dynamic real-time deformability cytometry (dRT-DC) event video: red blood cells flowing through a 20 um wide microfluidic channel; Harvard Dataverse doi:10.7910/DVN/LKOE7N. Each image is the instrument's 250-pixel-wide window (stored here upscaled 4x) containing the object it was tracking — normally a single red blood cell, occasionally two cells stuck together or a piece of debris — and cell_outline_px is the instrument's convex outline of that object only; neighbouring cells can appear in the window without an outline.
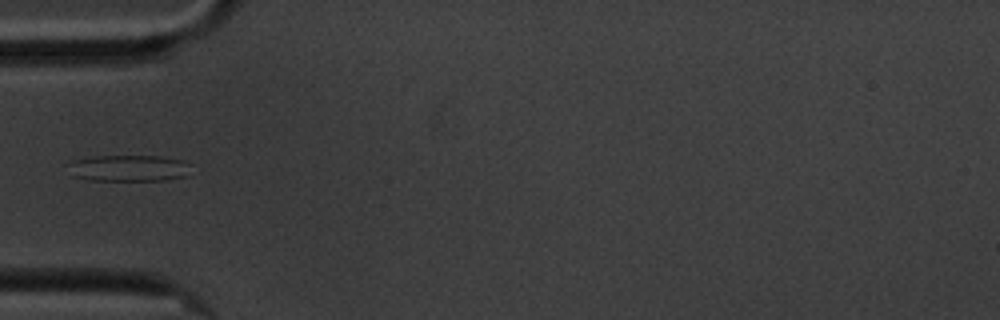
{"species": "common noctule bat (a hibernating species)", "species_latin": "Nyctalus noctula", "temperature_condition": "cold", "stored_images_in_passage": 41, "camera_frame_rate_fps": 3000, "um_per_image_px": 0.085, "animal": {"sex": "male", "body_mass_g": 20.1, "forearm_length_mm": 53.5}, "frame": {"image": 1, "passage_image": 1, "time_ms": 0.0, "image_size_px": [1000, 320], "cell_outline_px": [[188, 176], [164, 180], [88, 180], [72, 176], [64, 164], [72, 160], [92, 156], [160, 156], [184, 160], [188, 164]], "centroid_in_image_um": [10.85, 14.29], "position_along_channel_um": 74.1, "area_um2": 19.19}}
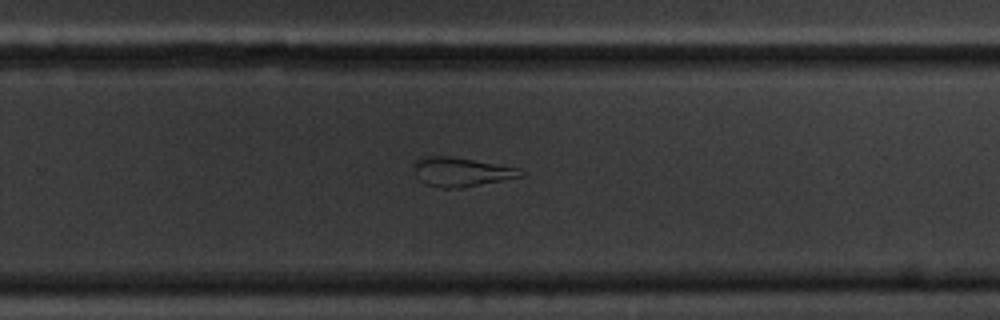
{"frame": {"image": 2, "passage_image": 20, "time_ms": 6.333, "image_size_px": [1000, 320], "cell_outline_px": [[528, 172], [524, 176], [460, 188], [440, 188], [424, 184], [416, 176], [416, 160], [424, 156], [448, 156], [472, 160], [516, 168]], "centroid_in_image_um": [39.21, 14.63], "position_along_channel_um": 290.6, "area_um2": 17.8}}
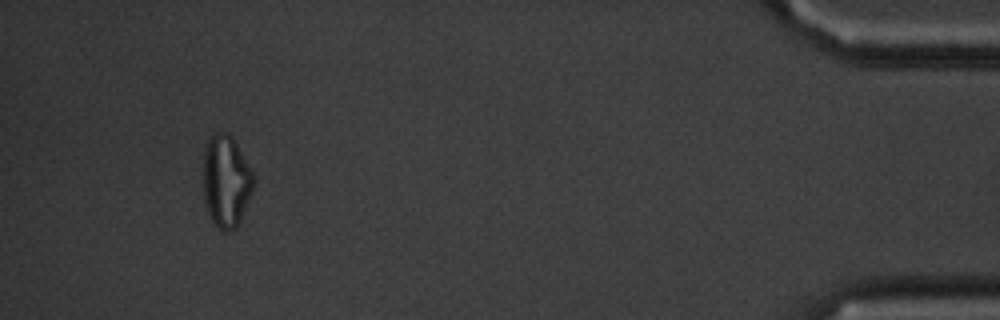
{"frame": {"image": 3, "passage_image": 37, "time_ms": 12.0, "image_size_px": [1000, 320], "cell_outline_px": [[256, 180], [240, 220], [236, 228], [228, 232], [224, 232], [208, 216], [204, 200], [204, 148], [208, 140], [216, 132], [228, 132], [232, 136], [256, 176]], "centroid_in_image_um": [19.23, 15.39], "position_along_channel_um": 416.0, "area_um2": 27.11}}